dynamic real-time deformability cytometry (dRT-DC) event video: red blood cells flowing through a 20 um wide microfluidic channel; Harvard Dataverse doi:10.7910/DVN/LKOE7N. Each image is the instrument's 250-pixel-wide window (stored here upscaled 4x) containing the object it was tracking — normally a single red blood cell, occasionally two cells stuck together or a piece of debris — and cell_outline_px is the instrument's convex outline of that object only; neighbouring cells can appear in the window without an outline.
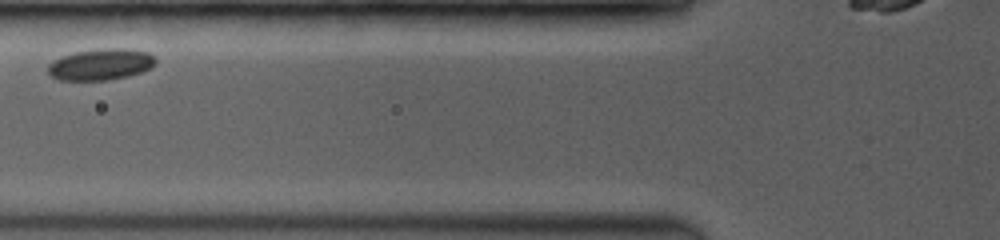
{"species": "common noctule bat (a hibernating species)", "species_latin": "Nyctalus noctula", "temperature_condition": "room temperature", "stored_images_in_passage": 7, "camera_frame_rate_fps": 3500, "um_per_image_px": 0.085, "animal": {"sex": "female", "body_mass_g": 19.0, "forearm_length_mm": 53.3}, "frame": {"image": 1, "passage_image": 4, "time_ms": 1.429, "image_size_px": [1000, 240], "cell_outline_px": [[156, 64], [140, 72], [128, 76], [108, 80], [60, 80], [52, 76], [48, 72], [48, 64], [52, 60], [60, 56], [76, 52], [104, 48], [128, 48], [148, 52], [156, 56]], "centroid_in_image_um": [8.57, 5.46], "position_along_channel_um": 117.2, "area_um2": 19.77}}
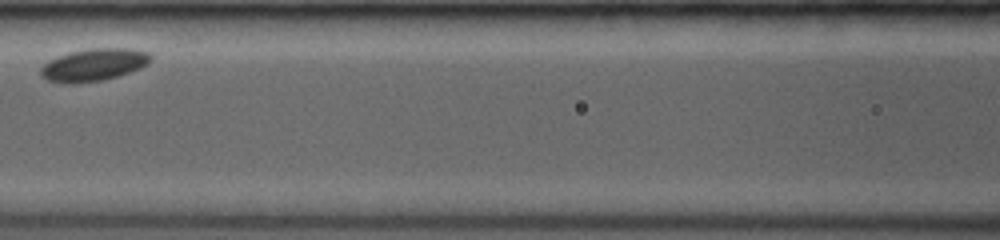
{"frame": {"image": 2, "passage_image": 6, "time_ms": 2.571, "image_size_px": [1000, 240], "cell_outline_px": [[152, 60], [148, 64], [140, 68], [104, 80], [76, 84], [60, 84], [48, 80], [40, 76], [40, 68], [44, 64], [68, 52], [88, 48], [132, 48], [148, 52], [152, 56]], "centroid_in_image_um": [7.97, 5.52], "position_along_channel_um": 158.6, "area_um2": 20.98}}